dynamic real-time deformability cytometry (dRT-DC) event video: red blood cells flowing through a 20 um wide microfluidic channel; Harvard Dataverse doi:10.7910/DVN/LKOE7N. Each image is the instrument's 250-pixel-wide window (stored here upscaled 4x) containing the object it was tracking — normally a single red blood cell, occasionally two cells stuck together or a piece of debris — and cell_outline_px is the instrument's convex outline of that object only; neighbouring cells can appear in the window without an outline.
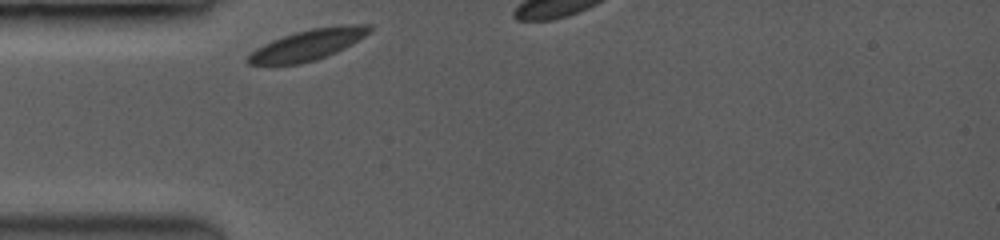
{"species": "common noctule bat (a hibernating species)", "species_latin": "Nyctalus noctula", "temperature_condition": "room temperature", "stored_images_in_passage": 8, "camera_frame_rate_fps": 3500, "um_per_image_px": 0.085, "animal": {"sex": "female", "body_mass_g": 19.0, "forearm_length_mm": 53.3}, "frame": {"image": 1, "passage_image": 1, "time_ms": 0.0, "image_size_px": [1000, 240], "cell_outline_px": [[372, 32], [352, 44], [336, 52], [316, 60], [300, 64], [248, 64], [244, 60], [256, 48], [272, 40], [296, 32], [312, 28], [340, 24], [372, 24]], "centroid_in_image_um": [26.23, 3.79], "position_along_channel_um": 58.8, "area_um2": 21.85}}
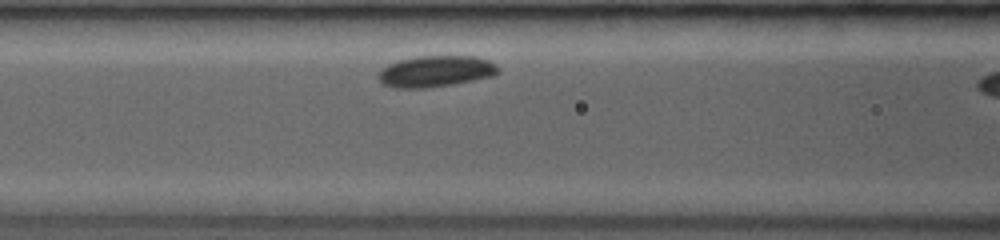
{"frame": {"image": 2, "passage_image": 7, "time_ms": 2.0, "image_size_px": [1000, 240], "cell_outline_px": [[500, 72], [496, 76], [452, 84], [424, 88], [400, 88], [384, 84], [380, 80], [380, 72], [388, 64], [396, 60], [416, 56], [476, 56], [488, 60], [496, 64], [500, 68]], "centroid_in_image_um": [37.11, 6.05], "position_along_channel_um": 129.5, "area_um2": 21.85}}